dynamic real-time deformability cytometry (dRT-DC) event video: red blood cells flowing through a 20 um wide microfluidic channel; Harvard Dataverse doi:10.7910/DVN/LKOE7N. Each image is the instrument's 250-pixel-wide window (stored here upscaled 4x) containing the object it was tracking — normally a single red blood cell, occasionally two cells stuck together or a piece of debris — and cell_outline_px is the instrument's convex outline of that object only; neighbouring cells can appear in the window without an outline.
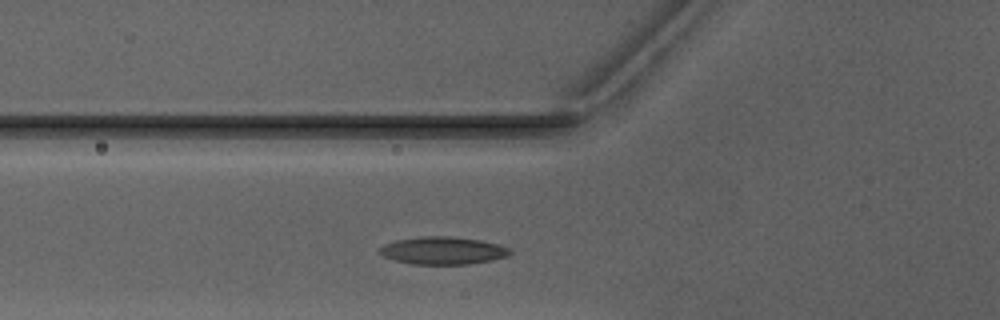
{"species": "Egyptian fruit bat (a non-hibernating species)", "species_latin": "Rousettus aegyptiacus", "temperature_condition": "warm", "stored_images_in_passage": 24, "camera_frame_rate_fps": 3000, "um_per_image_px": 0.085, "animal": {"sex": "male"}, "frame": {"image": 1, "passage_image": 2, "time_ms": 0.333, "image_size_px": [1000, 320], "cell_outline_px": [[512, 252], [508, 256], [492, 260], [468, 264], [408, 264], [392, 260], [376, 252], [376, 248], [384, 244], [396, 240], [420, 236], [452, 236], [480, 240], [500, 244], [512, 248]], "centroid_in_image_um": [37.62, 21.29], "position_along_channel_um": 88.2, "area_um2": 21.44}}
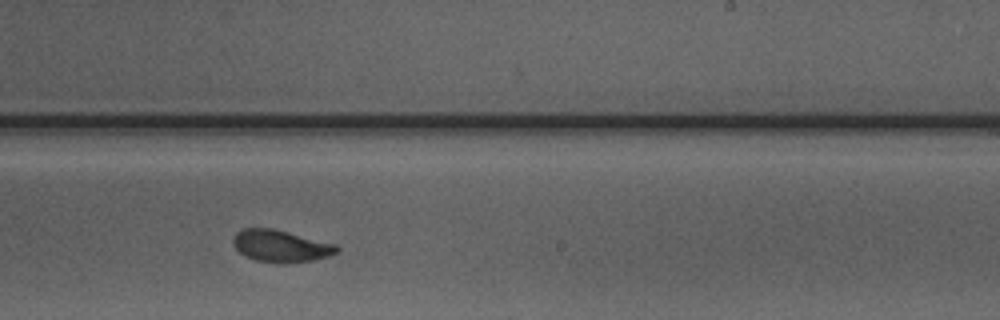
{"frame": {"image": 2, "passage_image": 15, "time_ms": 4.667, "image_size_px": [1000, 320], "cell_outline_px": [[340, 252], [328, 256], [312, 260], [284, 264], [280, 264], [256, 260], [244, 256], [232, 244], [232, 236], [236, 232], [244, 228], [272, 228], [336, 244], [340, 248]], "centroid_in_image_um": [23.85, 20.92], "position_along_channel_um": 265.1, "area_um2": 19.54}}
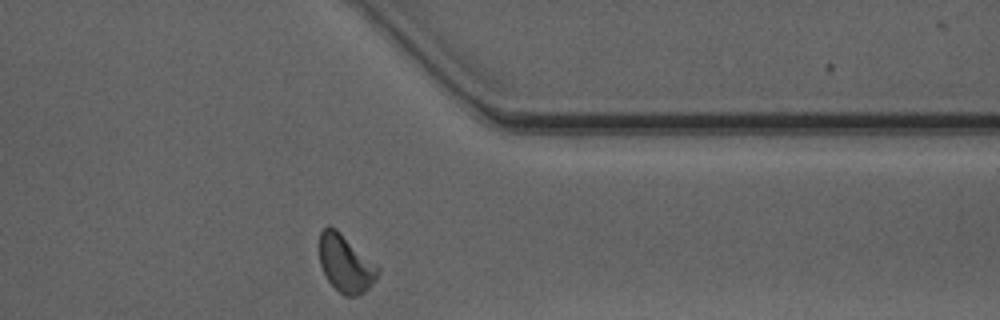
{"frame": {"image": 3, "passage_image": 24, "time_ms": 7.667, "image_size_px": [1000, 320], "cell_outline_px": [[380, 272], [368, 288], [364, 292], [356, 296], [344, 296], [328, 280], [320, 264], [320, 232], [328, 224], [336, 228], [376, 264], [380, 268]], "centroid_in_image_um": [29.37, 22.38], "position_along_channel_um": 382.0, "area_um2": 19.31}, "authors_computed_cell_mechanics": {"area_um2": 19.7098, "velocity_mm_per_s": 4.0804, "shape_relaxation_time_tau1_ms": 3.0736, "shape_relaxation_time_tau2_ms": 1.2658, "deformation_change_tau1": 0.1303, "deformation_change_tau2": 0.0635}}